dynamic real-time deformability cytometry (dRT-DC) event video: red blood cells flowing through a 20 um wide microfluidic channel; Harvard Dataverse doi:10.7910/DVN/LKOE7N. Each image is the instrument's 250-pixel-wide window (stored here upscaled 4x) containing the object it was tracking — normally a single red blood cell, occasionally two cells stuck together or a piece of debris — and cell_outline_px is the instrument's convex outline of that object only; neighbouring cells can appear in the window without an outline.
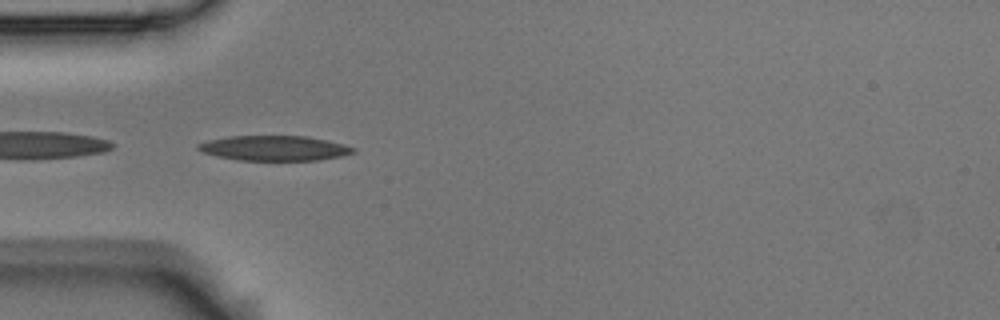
{"species": "Egyptian fruit bat (a non-hibernating species)", "species_latin": "Rousettus aegyptiacus", "temperature_condition": "room temperature", "stored_images_in_passage": 14, "camera_frame_rate_fps": 3000, "um_per_image_px": 0.085, "animal": {"sex": "male"}, "frame": {"image": 1, "passage_image": 4, "time_ms": 1.0, "image_size_px": [1000, 320], "cell_outline_px": [[356, 152], [340, 156], [316, 160], [236, 160], [216, 156], [204, 152], [196, 148], [196, 144], [208, 140], [228, 136], [308, 136], [328, 140], [344, 144], [356, 148]], "centroid_in_image_um": [23.31, 12.59], "position_along_channel_um": 61.7, "area_um2": 22.66}}
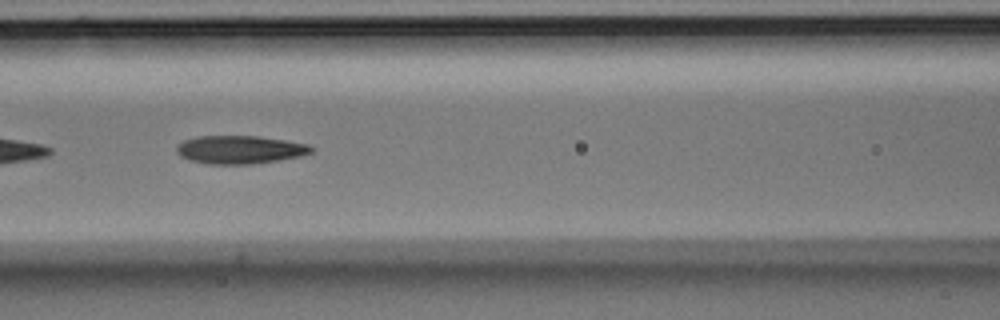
{"frame": {"image": 2, "passage_image": 6, "time_ms": 1.667, "image_size_px": [1000, 320], "cell_outline_px": [[316, 148], [312, 152], [300, 156], [276, 160], [248, 164], [208, 164], [192, 160], [180, 156], [176, 152], [176, 148], [184, 140], [196, 136], [260, 136], [308, 144]], "centroid_in_image_um": [20.4, 12.71], "position_along_channel_um": 146.2, "area_um2": 21.96}}
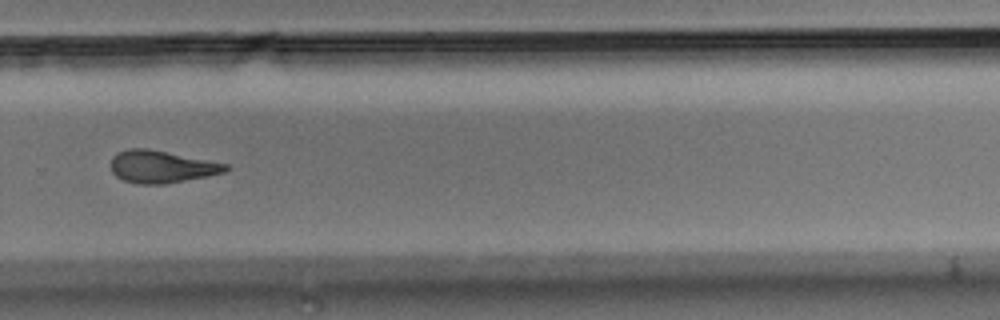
{"frame": {"image": 3, "passage_image": 10, "time_ms": 3.0, "image_size_px": [1000, 320], "cell_outline_px": [[232, 168], [224, 172], [164, 184], [140, 184], [124, 180], [116, 176], [112, 172], [108, 164], [112, 156], [116, 152], [128, 148], [148, 148], [228, 164]], "centroid_in_image_um": [13.66, 14.15], "position_along_channel_um": 316.1, "area_um2": 21.68}}